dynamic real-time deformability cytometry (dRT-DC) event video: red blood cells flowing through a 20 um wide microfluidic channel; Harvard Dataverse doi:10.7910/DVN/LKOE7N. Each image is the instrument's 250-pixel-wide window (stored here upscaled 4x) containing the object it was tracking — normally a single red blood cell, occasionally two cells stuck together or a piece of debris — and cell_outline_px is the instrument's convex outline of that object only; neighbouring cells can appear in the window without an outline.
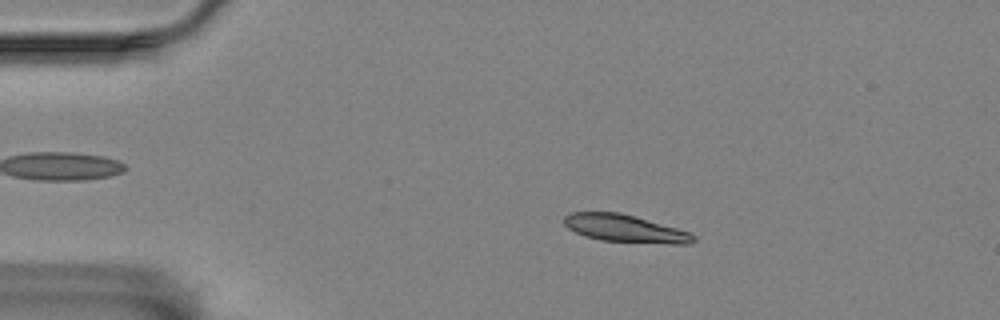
{"species": "Egyptian fruit bat (a non-hibernating species)", "species_latin": "Rousettus aegyptiacus", "temperature_condition": "room temperature", "stored_images_in_passage": 56, "camera_frame_rate_fps": 3000, "um_per_image_px": 0.085, "animal": {"sex": "female"}, "frame": {"image": 1, "passage_image": 10, "time_ms": 3.0, "image_size_px": [1000, 320], "cell_outline_px": [[696, 240], [692, 244], [672, 244], [600, 240], [584, 236], [568, 228], [564, 224], [564, 216], [568, 212], [620, 212], [676, 228], [688, 232], [696, 236]], "centroid_in_image_um": [53.11, 19.42], "position_along_channel_um": 31.9, "area_um2": 20.69}}
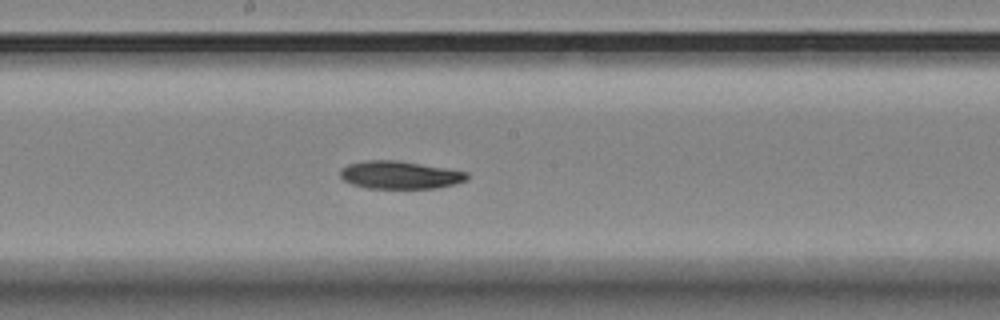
{"frame": {"image": 2, "passage_image": 30, "time_ms": 9.667, "image_size_px": [1000, 320], "cell_outline_px": [[468, 180], [456, 184], [436, 188], [364, 188], [352, 184], [344, 180], [340, 176], [340, 168], [348, 164], [368, 160], [396, 160], [448, 168], [468, 172]], "centroid_in_image_um": [34.0, 14.87], "position_along_channel_um": 214.2, "area_um2": 20.69}}
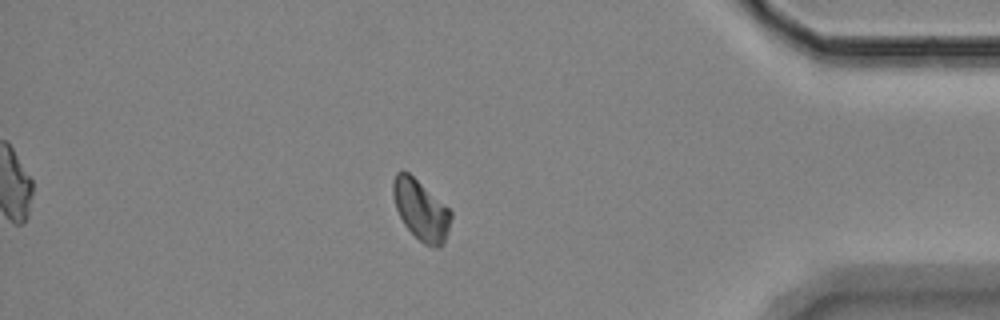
{"frame": {"image": 3, "passage_image": 49, "time_ms": 16.0, "image_size_px": [1000, 320], "cell_outline_px": [[452, 216], [448, 232], [444, 244], [440, 248], [436, 248], [424, 244], [404, 224], [396, 208], [392, 196], [392, 184], [396, 172], [400, 168], [408, 172], [448, 208], [452, 212]], "centroid_in_image_um": [35.77, 17.85], "position_along_channel_um": 399.4, "area_um2": 20.23}, "authors_computed_cell_mechanics": {"area_um2": 20.7213, "velocity_mm_per_s": 3.4517, "shape_relaxation_time_tau1_ms": 3.406, "shape_relaxation_time_tau2_ms": null, "deformation_change_tau1": 0.0997, "deformation_change_tau2": null}}